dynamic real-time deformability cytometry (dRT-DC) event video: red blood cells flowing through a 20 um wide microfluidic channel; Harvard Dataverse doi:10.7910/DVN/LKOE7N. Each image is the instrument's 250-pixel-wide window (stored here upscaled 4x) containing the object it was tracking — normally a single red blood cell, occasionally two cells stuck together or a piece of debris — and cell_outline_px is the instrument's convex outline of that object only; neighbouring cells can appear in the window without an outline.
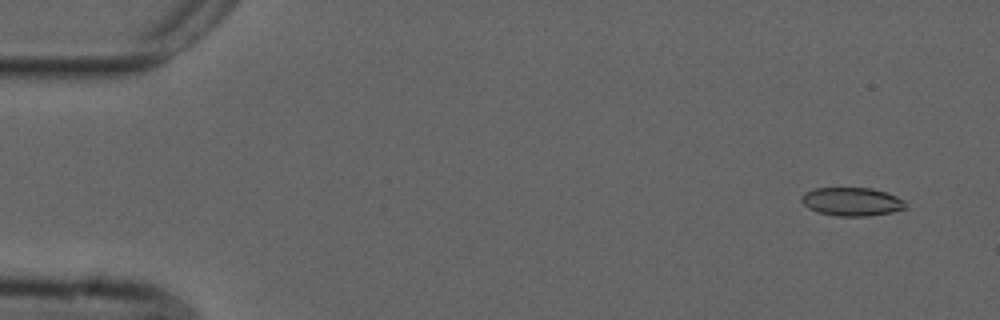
{"species": "common noctule bat (a hibernating species)", "species_latin": "Nyctalus noctula", "temperature_condition": "cold", "stored_images_in_passage": 55, "camera_frame_rate_fps": 3000, "um_per_image_px": 0.085, "animal": {"sex": "male", "forearm_length_mm": 52.5}, "frame": {"image": 1, "passage_image": 4, "time_ms": 1.0, "image_size_px": [1000, 320], "cell_outline_px": [[908, 208], [892, 212], [868, 216], [836, 216], [816, 212], [808, 208], [800, 200], [800, 196], [804, 192], [816, 188], [872, 188], [896, 196], [904, 200], [908, 204]], "centroid_in_image_um": [72.4, 17.15], "position_along_channel_um": 12.6, "area_um2": 17.46}}
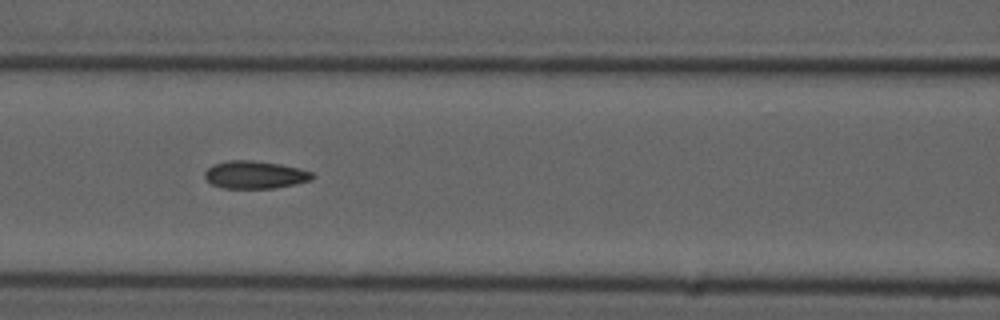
{"frame": {"image": 2, "passage_image": 24, "time_ms": 7.667, "image_size_px": [1000, 320], "cell_outline_px": [[316, 176], [312, 180], [296, 184], [272, 188], [220, 188], [212, 184], [204, 176], [204, 172], [212, 164], [228, 160], [252, 160], [280, 164], [300, 168], [312, 172]], "centroid_in_image_um": [21.68, 14.85], "position_along_channel_um": 144.9, "area_um2": 17.51}}
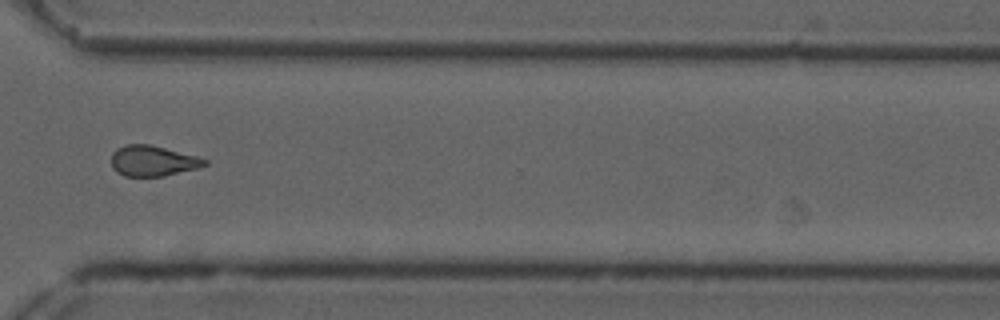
{"frame": {"image": 3, "passage_image": 41, "time_ms": 13.333, "image_size_px": [1000, 320], "cell_outline_px": [[208, 164], [200, 168], [164, 176], [124, 176], [116, 172], [112, 168], [112, 152], [116, 148], [128, 144], [148, 144], [196, 156], [208, 160]], "centroid_in_image_um": [12.99, 13.68], "position_along_channel_um": 357.6, "area_um2": 16.65}, "authors_computed_cell_mechanics": {"area_um2": 17.1088, "velocity_mm_per_s": 3.7607, "shape_relaxation_time_tau1_ms": null, "shape_relaxation_time_tau2_ms": 3.1945, "deformation_change_tau1": null, "deformation_change_tau2": 0.1019}}